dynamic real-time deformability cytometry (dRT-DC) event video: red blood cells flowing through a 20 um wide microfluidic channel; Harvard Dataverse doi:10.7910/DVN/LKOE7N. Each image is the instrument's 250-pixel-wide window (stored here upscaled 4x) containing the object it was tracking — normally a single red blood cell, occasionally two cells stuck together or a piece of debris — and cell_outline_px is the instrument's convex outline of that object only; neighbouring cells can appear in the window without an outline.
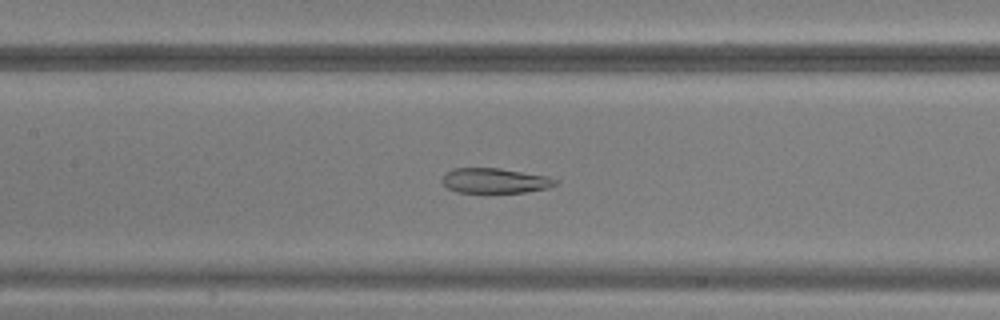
{"species": "common noctule bat (a hibernating species)", "species_latin": "Nyctalus noctula", "temperature_condition": "warm", "stored_images_in_passage": 36, "camera_frame_rate_fps": 3000, "um_per_image_px": 0.085, "animal": {"sex": "male", "body_mass_g": 20.5, "forearm_length_mm": 52.5}, "frame": {"image": 1, "passage_image": 10, "time_ms": 3.0, "image_size_px": [1000, 320], "cell_outline_px": [[560, 184], [548, 188], [524, 192], [456, 192], [448, 188], [440, 180], [444, 172], [452, 168], [500, 168], [548, 176], [556, 180]], "centroid_in_image_um": [42.05, 15.35], "position_along_channel_um": 165.4, "area_um2": 16.65}}
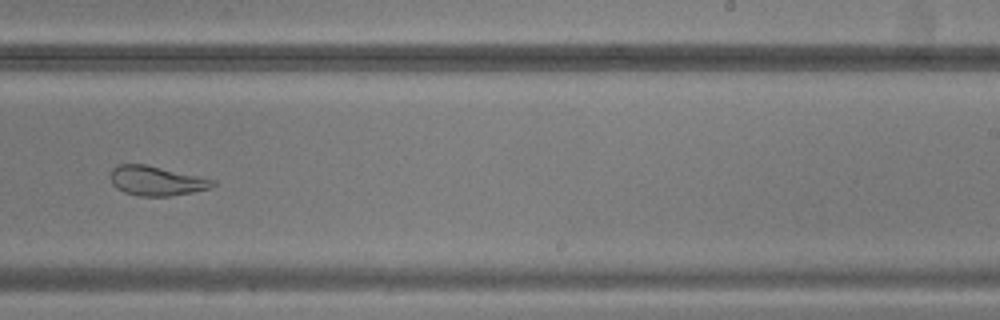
{"frame": {"image": 2, "passage_image": 18, "time_ms": 5.667, "image_size_px": [1000, 320], "cell_outline_px": [[216, 184], [208, 188], [192, 192], [168, 196], [140, 196], [124, 192], [116, 188], [112, 184], [108, 176], [112, 168], [116, 164], [144, 164], [216, 180]], "centroid_in_image_um": [13.22, 15.36], "position_along_channel_um": 275.8, "area_um2": 17.57}}
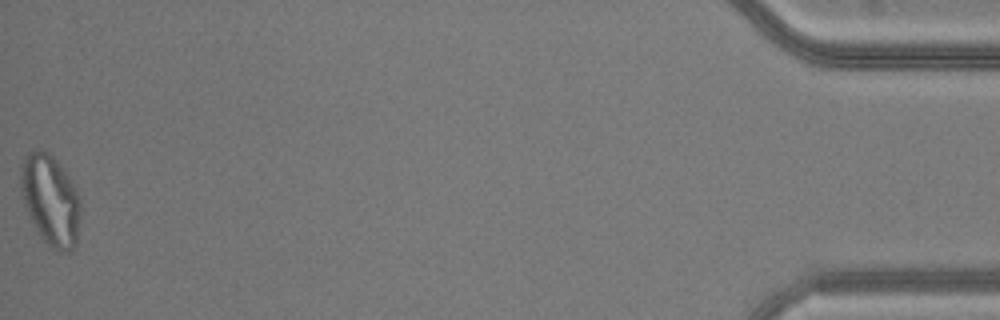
{"frame": {"image": 3, "passage_image": 36, "time_ms": 11.667, "image_size_px": [1000, 320], "cell_outline_px": [[80, 216], [76, 244], [68, 252], [60, 252], [52, 248], [40, 236], [28, 212], [20, 192], [20, 164], [24, 156], [28, 152], [40, 148], [48, 152], [56, 160], [68, 176], [80, 200]], "centroid_in_image_um": [4.27, 16.98], "position_along_channel_um": 430.9, "area_um2": 31.44}}